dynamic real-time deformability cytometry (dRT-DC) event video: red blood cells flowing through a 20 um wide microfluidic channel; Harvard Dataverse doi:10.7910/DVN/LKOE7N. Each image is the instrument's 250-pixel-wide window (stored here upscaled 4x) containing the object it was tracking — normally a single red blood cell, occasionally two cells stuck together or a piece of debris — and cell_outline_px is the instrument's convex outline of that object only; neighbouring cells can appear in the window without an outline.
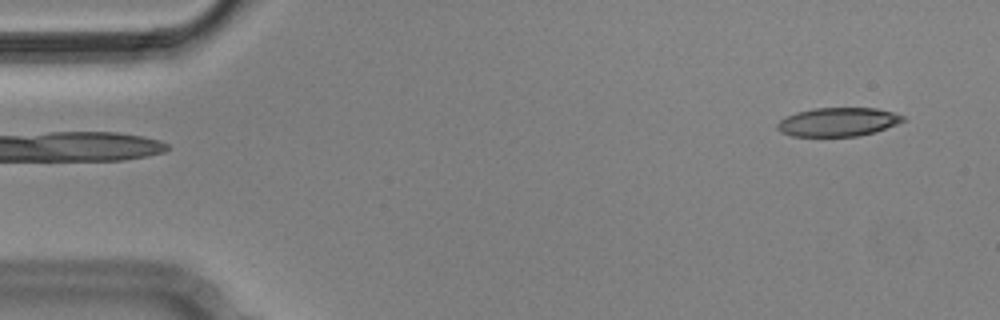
{"species": "Egyptian fruit bat (a non-hibernating species)", "species_latin": "Rousettus aegyptiacus", "temperature_condition": "cold", "stored_images_in_passage": 5, "camera_frame_rate_fps": 3000, "um_per_image_px": 0.085, "animal": {"sex": "male"}, "frame": {"image": 1, "passage_image": 5, "time_ms": 1.333, "image_size_px": [1000, 320], "cell_outline_px": [[904, 120], [896, 124], [876, 132], [860, 136], [792, 136], [780, 132], [776, 128], [776, 124], [780, 120], [796, 112], [812, 108], [876, 108], [892, 112], [904, 116]], "centroid_in_image_um": [71.2, 10.37], "position_along_channel_um": 13.8, "area_um2": 21.04}}